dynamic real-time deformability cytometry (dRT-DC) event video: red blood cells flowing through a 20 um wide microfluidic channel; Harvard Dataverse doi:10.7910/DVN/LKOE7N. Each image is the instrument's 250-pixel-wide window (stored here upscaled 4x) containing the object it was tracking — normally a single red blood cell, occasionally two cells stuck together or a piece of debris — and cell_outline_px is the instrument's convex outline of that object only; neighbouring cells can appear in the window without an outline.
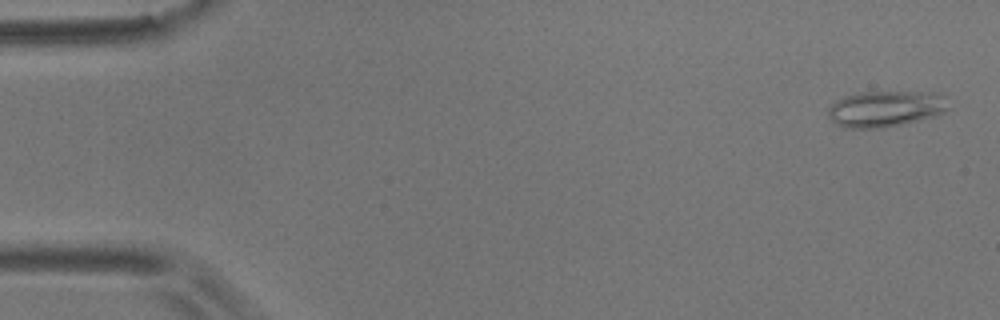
{"species": "common noctule bat (a hibernating species)", "species_latin": "Nyctalus noctula", "temperature_condition": "room temperature", "stored_images_in_passage": 5, "camera_frame_rate_fps": 3000, "um_per_image_px": 0.085, "animal": {"sex": "male", "body_mass_g": 17.9}, "frame": {"image": 1, "passage_image": 1, "time_ms": 0.0, "image_size_px": [1000, 320], "cell_outline_px": [[948, 108], [944, 112], [936, 116], [900, 124], [880, 128], [844, 128], [836, 124], [828, 116], [828, 108], [836, 100], [844, 96], [860, 92], [936, 92], [944, 96]], "centroid_in_image_um": [75.25, 9.24], "position_along_channel_um": 9.8, "area_um2": 25.26}}